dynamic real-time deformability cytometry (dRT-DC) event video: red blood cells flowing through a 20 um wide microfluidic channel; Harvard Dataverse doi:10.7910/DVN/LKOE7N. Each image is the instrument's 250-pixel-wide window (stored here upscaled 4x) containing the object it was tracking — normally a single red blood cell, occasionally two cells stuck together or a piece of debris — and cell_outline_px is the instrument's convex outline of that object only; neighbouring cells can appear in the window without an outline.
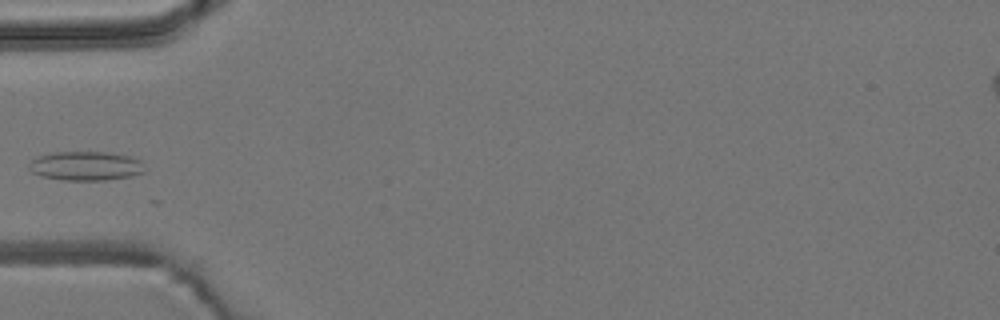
{"species": "common noctule bat (a hibernating species)", "species_latin": "Nyctalus noctula", "temperature_condition": "room temperature", "stored_images_in_passage": 7, "camera_frame_rate_fps": 3000, "um_per_image_px": 0.085, "animal": {"sex": "male", "body_mass_g": 19.2, "forearm_length_mm": 51.8}, "frame": {"image": 1, "passage_image": 1, "time_ms": 0.0, "image_size_px": [1000, 320], "cell_outline_px": [[144, 172], [132, 176], [104, 180], [64, 180], [40, 176], [32, 172], [28, 168], [28, 164], [36, 156], [56, 152], [104, 152], [128, 156], [140, 160]], "centroid_in_image_um": [7.23, 14.11], "position_along_channel_um": 77.8, "area_um2": 19.54}}